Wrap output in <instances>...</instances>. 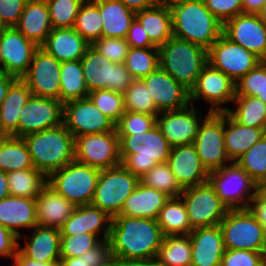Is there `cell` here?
Segmentation results:
<instances>
[{"label": "cell", "mask_w": 266, "mask_h": 266, "mask_svg": "<svg viewBox=\"0 0 266 266\" xmlns=\"http://www.w3.org/2000/svg\"><path fill=\"white\" fill-rule=\"evenodd\" d=\"M173 36L208 50L222 34L223 24L209 11L203 0H184L167 5Z\"/></svg>", "instance_id": "7a4b0ae2"}, {"label": "cell", "mask_w": 266, "mask_h": 266, "mask_svg": "<svg viewBox=\"0 0 266 266\" xmlns=\"http://www.w3.org/2000/svg\"><path fill=\"white\" fill-rule=\"evenodd\" d=\"M101 240L93 234L61 235V257H80L84 252L96 246Z\"/></svg>", "instance_id": "816d5d0a"}, {"label": "cell", "mask_w": 266, "mask_h": 266, "mask_svg": "<svg viewBox=\"0 0 266 266\" xmlns=\"http://www.w3.org/2000/svg\"><path fill=\"white\" fill-rule=\"evenodd\" d=\"M234 108L226 111L239 124L266 132V103L256 96L235 95Z\"/></svg>", "instance_id": "8d00e7d4"}, {"label": "cell", "mask_w": 266, "mask_h": 266, "mask_svg": "<svg viewBox=\"0 0 266 266\" xmlns=\"http://www.w3.org/2000/svg\"><path fill=\"white\" fill-rule=\"evenodd\" d=\"M14 266H44V262H37L26 257L19 249L17 254L13 258V261H10Z\"/></svg>", "instance_id": "03108f58"}, {"label": "cell", "mask_w": 266, "mask_h": 266, "mask_svg": "<svg viewBox=\"0 0 266 266\" xmlns=\"http://www.w3.org/2000/svg\"><path fill=\"white\" fill-rule=\"evenodd\" d=\"M179 1H184V0H158V3L168 5L171 2H179Z\"/></svg>", "instance_id": "34e18365"}, {"label": "cell", "mask_w": 266, "mask_h": 266, "mask_svg": "<svg viewBox=\"0 0 266 266\" xmlns=\"http://www.w3.org/2000/svg\"><path fill=\"white\" fill-rule=\"evenodd\" d=\"M102 17V37L125 38L136 13L118 0H92Z\"/></svg>", "instance_id": "d6a6232c"}, {"label": "cell", "mask_w": 266, "mask_h": 266, "mask_svg": "<svg viewBox=\"0 0 266 266\" xmlns=\"http://www.w3.org/2000/svg\"><path fill=\"white\" fill-rule=\"evenodd\" d=\"M158 49L159 67L190 91L208 63L207 50L174 36Z\"/></svg>", "instance_id": "5b68a950"}, {"label": "cell", "mask_w": 266, "mask_h": 266, "mask_svg": "<svg viewBox=\"0 0 266 266\" xmlns=\"http://www.w3.org/2000/svg\"><path fill=\"white\" fill-rule=\"evenodd\" d=\"M63 124V103L53 98L30 96L21 110L18 138Z\"/></svg>", "instance_id": "ac0fdd59"}, {"label": "cell", "mask_w": 266, "mask_h": 266, "mask_svg": "<svg viewBox=\"0 0 266 266\" xmlns=\"http://www.w3.org/2000/svg\"><path fill=\"white\" fill-rule=\"evenodd\" d=\"M189 235L164 236L156 260L159 266H191Z\"/></svg>", "instance_id": "60d3db41"}, {"label": "cell", "mask_w": 266, "mask_h": 266, "mask_svg": "<svg viewBox=\"0 0 266 266\" xmlns=\"http://www.w3.org/2000/svg\"><path fill=\"white\" fill-rule=\"evenodd\" d=\"M121 165L139 179L156 164L166 163L171 145L157 124L134 135H118Z\"/></svg>", "instance_id": "3957f363"}, {"label": "cell", "mask_w": 266, "mask_h": 266, "mask_svg": "<svg viewBox=\"0 0 266 266\" xmlns=\"http://www.w3.org/2000/svg\"><path fill=\"white\" fill-rule=\"evenodd\" d=\"M169 198L166 193L139 182L132 194L126 199L119 215L156 220Z\"/></svg>", "instance_id": "4dcf8cb0"}, {"label": "cell", "mask_w": 266, "mask_h": 266, "mask_svg": "<svg viewBox=\"0 0 266 266\" xmlns=\"http://www.w3.org/2000/svg\"><path fill=\"white\" fill-rule=\"evenodd\" d=\"M79 258L83 259L87 266H111L114 260L109 240H101Z\"/></svg>", "instance_id": "9f6ffc18"}, {"label": "cell", "mask_w": 266, "mask_h": 266, "mask_svg": "<svg viewBox=\"0 0 266 266\" xmlns=\"http://www.w3.org/2000/svg\"><path fill=\"white\" fill-rule=\"evenodd\" d=\"M142 80L160 112L180 110L190 104L189 90L160 67Z\"/></svg>", "instance_id": "7402d4cb"}, {"label": "cell", "mask_w": 266, "mask_h": 266, "mask_svg": "<svg viewBox=\"0 0 266 266\" xmlns=\"http://www.w3.org/2000/svg\"><path fill=\"white\" fill-rule=\"evenodd\" d=\"M91 46L114 63H124L129 50V44L125 38L101 37Z\"/></svg>", "instance_id": "f5cc1de1"}, {"label": "cell", "mask_w": 266, "mask_h": 266, "mask_svg": "<svg viewBox=\"0 0 266 266\" xmlns=\"http://www.w3.org/2000/svg\"><path fill=\"white\" fill-rule=\"evenodd\" d=\"M44 266H60L59 263H45L44 262Z\"/></svg>", "instance_id": "11e5206c"}, {"label": "cell", "mask_w": 266, "mask_h": 266, "mask_svg": "<svg viewBox=\"0 0 266 266\" xmlns=\"http://www.w3.org/2000/svg\"><path fill=\"white\" fill-rule=\"evenodd\" d=\"M0 73H1V34H0Z\"/></svg>", "instance_id": "2a66077c"}, {"label": "cell", "mask_w": 266, "mask_h": 266, "mask_svg": "<svg viewBox=\"0 0 266 266\" xmlns=\"http://www.w3.org/2000/svg\"><path fill=\"white\" fill-rule=\"evenodd\" d=\"M100 170L76 160L47 177V185L76 206L91 204Z\"/></svg>", "instance_id": "52a82bcc"}, {"label": "cell", "mask_w": 266, "mask_h": 266, "mask_svg": "<svg viewBox=\"0 0 266 266\" xmlns=\"http://www.w3.org/2000/svg\"><path fill=\"white\" fill-rule=\"evenodd\" d=\"M194 146L208 172L232 163L225 149L224 112L207 111L199 125Z\"/></svg>", "instance_id": "8fae6325"}, {"label": "cell", "mask_w": 266, "mask_h": 266, "mask_svg": "<svg viewBox=\"0 0 266 266\" xmlns=\"http://www.w3.org/2000/svg\"><path fill=\"white\" fill-rule=\"evenodd\" d=\"M75 160L99 170L121 164L119 137L116 129L101 134H86L75 137Z\"/></svg>", "instance_id": "5bb4252c"}, {"label": "cell", "mask_w": 266, "mask_h": 266, "mask_svg": "<svg viewBox=\"0 0 266 266\" xmlns=\"http://www.w3.org/2000/svg\"><path fill=\"white\" fill-rule=\"evenodd\" d=\"M221 266H266V253L245 249H225Z\"/></svg>", "instance_id": "db71d44e"}, {"label": "cell", "mask_w": 266, "mask_h": 266, "mask_svg": "<svg viewBox=\"0 0 266 266\" xmlns=\"http://www.w3.org/2000/svg\"><path fill=\"white\" fill-rule=\"evenodd\" d=\"M156 124L157 116L125 111L115 129L118 135H136L152 129Z\"/></svg>", "instance_id": "f907efd6"}, {"label": "cell", "mask_w": 266, "mask_h": 266, "mask_svg": "<svg viewBox=\"0 0 266 266\" xmlns=\"http://www.w3.org/2000/svg\"><path fill=\"white\" fill-rule=\"evenodd\" d=\"M179 197L193 229L219 225L228 211L209 182L185 188Z\"/></svg>", "instance_id": "4fadbf2b"}, {"label": "cell", "mask_w": 266, "mask_h": 266, "mask_svg": "<svg viewBox=\"0 0 266 266\" xmlns=\"http://www.w3.org/2000/svg\"><path fill=\"white\" fill-rule=\"evenodd\" d=\"M249 209L255 214L266 234V197L260 191L253 198Z\"/></svg>", "instance_id": "94428289"}, {"label": "cell", "mask_w": 266, "mask_h": 266, "mask_svg": "<svg viewBox=\"0 0 266 266\" xmlns=\"http://www.w3.org/2000/svg\"><path fill=\"white\" fill-rule=\"evenodd\" d=\"M259 191L266 197V181L260 185Z\"/></svg>", "instance_id": "753ad0ef"}, {"label": "cell", "mask_w": 266, "mask_h": 266, "mask_svg": "<svg viewBox=\"0 0 266 266\" xmlns=\"http://www.w3.org/2000/svg\"><path fill=\"white\" fill-rule=\"evenodd\" d=\"M265 133L261 128L239 124L224 112L225 149L232 162L248 151Z\"/></svg>", "instance_id": "836d02e7"}, {"label": "cell", "mask_w": 266, "mask_h": 266, "mask_svg": "<svg viewBox=\"0 0 266 266\" xmlns=\"http://www.w3.org/2000/svg\"><path fill=\"white\" fill-rule=\"evenodd\" d=\"M0 225L17 237L22 229L29 231L37 226L36 199L8 196L0 200Z\"/></svg>", "instance_id": "4316f807"}, {"label": "cell", "mask_w": 266, "mask_h": 266, "mask_svg": "<svg viewBox=\"0 0 266 266\" xmlns=\"http://www.w3.org/2000/svg\"><path fill=\"white\" fill-rule=\"evenodd\" d=\"M34 168L23 138L5 136L0 142V170L5 173Z\"/></svg>", "instance_id": "f35d334b"}, {"label": "cell", "mask_w": 266, "mask_h": 266, "mask_svg": "<svg viewBox=\"0 0 266 266\" xmlns=\"http://www.w3.org/2000/svg\"><path fill=\"white\" fill-rule=\"evenodd\" d=\"M207 61L236 83L262 60L221 34L207 50Z\"/></svg>", "instance_id": "9a60e30c"}, {"label": "cell", "mask_w": 266, "mask_h": 266, "mask_svg": "<svg viewBox=\"0 0 266 266\" xmlns=\"http://www.w3.org/2000/svg\"><path fill=\"white\" fill-rule=\"evenodd\" d=\"M209 11L224 24L243 13L242 0H203Z\"/></svg>", "instance_id": "11a10c76"}, {"label": "cell", "mask_w": 266, "mask_h": 266, "mask_svg": "<svg viewBox=\"0 0 266 266\" xmlns=\"http://www.w3.org/2000/svg\"><path fill=\"white\" fill-rule=\"evenodd\" d=\"M89 45L73 28H53L41 48L64 62L80 60Z\"/></svg>", "instance_id": "f546056e"}, {"label": "cell", "mask_w": 266, "mask_h": 266, "mask_svg": "<svg viewBox=\"0 0 266 266\" xmlns=\"http://www.w3.org/2000/svg\"><path fill=\"white\" fill-rule=\"evenodd\" d=\"M39 47L15 27L1 33V73L22 78Z\"/></svg>", "instance_id": "44dd1931"}, {"label": "cell", "mask_w": 266, "mask_h": 266, "mask_svg": "<svg viewBox=\"0 0 266 266\" xmlns=\"http://www.w3.org/2000/svg\"><path fill=\"white\" fill-rule=\"evenodd\" d=\"M19 246V237L6 227L0 225V257L13 258L17 254Z\"/></svg>", "instance_id": "680465c9"}, {"label": "cell", "mask_w": 266, "mask_h": 266, "mask_svg": "<svg viewBox=\"0 0 266 266\" xmlns=\"http://www.w3.org/2000/svg\"><path fill=\"white\" fill-rule=\"evenodd\" d=\"M135 19L148 34L150 41L157 47L173 36L171 15L167 5H157L136 12Z\"/></svg>", "instance_id": "e575fe53"}, {"label": "cell", "mask_w": 266, "mask_h": 266, "mask_svg": "<svg viewBox=\"0 0 266 266\" xmlns=\"http://www.w3.org/2000/svg\"><path fill=\"white\" fill-rule=\"evenodd\" d=\"M7 28H8L7 25L4 23L2 17L0 16V34H1L4 30H6Z\"/></svg>", "instance_id": "8c879c8a"}, {"label": "cell", "mask_w": 266, "mask_h": 266, "mask_svg": "<svg viewBox=\"0 0 266 266\" xmlns=\"http://www.w3.org/2000/svg\"><path fill=\"white\" fill-rule=\"evenodd\" d=\"M208 182L228 210L250 208L260 187L236 162L210 171Z\"/></svg>", "instance_id": "8992f818"}, {"label": "cell", "mask_w": 266, "mask_h": 266, "mask_svg": "<svg viewBox=\"0 0 266 266\" xmlns=\"http://www.w3.org/2000/svg\"><path fill=\"white\" fill-rule=\"evenodd\" d=\"M61 62L39 47L22 77L32 96L60 100Z\"/></svg>", "instance_id": "e0dca14e"}, {"label": "cell", "mask_w": 266, "mask_h": 266, "mask_svg": "<svg viewBox=\"0 0 266 266\" xmlns=\"http://www.w3.org/2000/svg\"><path fill=\"white\" fill-rule=\"evenodd\" d=\"M167 163L182 189L208 182L209 172L203 166L194 143L172 147Z\"/></svg>", "instance_id": "603a6c76"}, {"label": "cell", "mask_w": 266, "mask_h": 266, "mask_svg": "<svg viewBox=\"0 0 266 266\" xmlns=\"http://www.w3.org/2000/svg\"><path fill=\"white\" fill-rule=\"evenodd\" d=\"M189 238L192 247L191 266H221L225 247L219 225L195 228Z\"/></svg>", "instance_id": "cb8c5ba5"}, {"label": "cell", "mask_w": 266, "mask_h": 266, "mask_svg": "<svg viewBox=\"0 0 266 266\" xmlns=\"http://www.w3.org/2000/svg\"><path fill=\"white\" fill-rule=\"evenodd\" d=\"M16 79V76L0 73V106L7 96L10 86Z\"/></svg>", "instance_id": "e7e4bbea"}, {"label": "cell", "mask_w": 266, "mask_h": 266, "mask_svg": "<svg viewBox=\"0 0 266 266\" xmlns=\"http://www.w3.org/2000/svg\"><path fill=\"white\" fill-rule=\"evenodd\" d=\"M133 12H139L158 4V0H118Z\"/></svg>", "instance_id": "6125c7cd"}, {"label": "cell", "mask_w": 266, "mask_h": 266, "mask_svg": "<svg viewBox=\"0 0 266 266\" xmlns=\"http://www.w3.org/2000/svg\"><path fill=\"white\" fill-rule=\"evenodd\" d=\"M15 28L41 47L53 29L46 0H27Z\"/></svg>", "instance_id": "f1b7e54d"}, {"label": "cell", "mask_w": 266, "mask_h": 266, "mask_svg": "<svg viewBox=\"0 0 266 266\" xmlns=\"http://www.w3.org/2000/svg\"><path fill=\"white\" fill-rule=\"evenodd\" d=\"M140 182L166 193L169 197H179L183 191L167 162L156 164L140 178Z\"/></svg>", "instance_id": "bcb514c9"}, {"label": "cell", "mask_w": 266, "mask_h": 266, "mask_svg": "<svg viewBox=\"0 0 266 266\" xmlns=\"http://www.w3.org/2000/svg\"><path fill=\"white\" fill-rule=\"evenodd\" d=\"M124 66L134 79H142L159 67V49L130 47Z\"/></svg>", "instance_id": "7bdbcfd3"}, {"label": "cell", "mask_w": 266, "mask_h": 266, "mask_svg": "<svg viewBox=\"0 0 266 266\" xmlns=\"http://www.w3.org/2000/svg\"><path fill=\"white\" fill-rule=\"evenodd\" d=\"M63 124L74 138L115 130V124L94 105L89 97L63 104Z\"/></svg>", "instance_id": "2e32d148"}, {"label": "cell", "mask_w": 266, "mask_h": 266, "mask_svg": "<svg viewBox=\"0 0 266 266\" xmlns=\"http://www.w3.org/2000/svg\"><path fill=\"white\" fill-rule=\"evenodd\" d=\"M23 140L34 168L46 177L75 160V138L64 124L28 134Z\"/></svg>", "instance_id": "277c9868"}, {"label": "cell", "mask_w": 266, "mask_h": 266, "mask_svg": "<svg viewBox=\"0 0 266 266\" xmlns=\"http://www.w3.org/2000/svg\"><path fill=\"white\" fill-rule=\"evenodd\" d=\"M60 266H87V263L79 257H61Z\"/></svg>", "instance_id": "a7ac6f4b"}, {"label": "cell", "mask_w": 266, "mask_h": 266, "mask_svg": "<svg viewBox=\"0 0 266 266\" xmlns=\"http://www.w3.org/2000/svg\"><path fill=\"white\" fill-rule=\"evenodd\" d=\"M30 96L31 91L22 78H17L10 86L0 106V131L5 136L18 137L19 115Z\"/></svg>", "instance_id": "1f68e13d"}, {"label": "cell", "mask_w": 266, "mask_h": 266, "mask_svg": "<svg viewBox=\"0 0 266 266\" xmlns=\"http://www.w3.org/2000/svg\"><path fill=\"white\" fill-rule=\"evenodd\" d=\"M73 29L90 45L102 37V17L98 6L92 0H85L81 5Z\"/></svg>", "instance_id": "b9f144b4"}, {"label": "cell", "mask_w": 266, "mask_h": 266, "mask_svg": "<svg viewBox=\"0 0 266 266\" xmlns=\"http://www.w3.org/2000/svg\"><path fill=\"white\" fill-rule=\"evenodd\" d=\"M5 135L0 131V142L4 139Z\"/></svg>", "instance_id": "b9fcfbb0"}, {"label": "cell", "mask_w": 266, "mask_h": 266, "mask_svg": "<svg viewBox=\"0 0 266 266\" xmlns=\"http://www.w3.org/2000/svg\"><path fill=\"white\" fill-rule=\"evenodd\" d=\"M80 62L88 92L109 89L123 94L134 81L124 63L109 61L91 45Z\"/></svg>", "instance_id": "9c48e42d"}, {"label": "cell", "mask_w": 266, "mask_h": 266, "mask_svg": "<svg viewBox=\"0 0 266 266\" xmlns=\"http://www.w3.org/2000/svg\"><path fill=\"white\" fill-rule=\"evenodd\" d=\"M163 238L157 220L123 215L112 218L109 242L114 259H156Z\"/></svg>", "instance_id": "6da1fadb"}, {"label": "cell", "mask_w": 266, "mask_h": 266, "mask_svg": "<svg viewBox=\"0 0 266 266\" xmlns=\"http://www.w3.org/2000/svg\"><path fill=\"white\" fill-rule=\"evenodd\" d=\"M266 0H242L243 13L258 14Z\"/></svg>", "instance_id": "003e7915"}, {"label": "cell", "mask_w": 266, "mask_h": 266, "mask_svg": "<svg viewBox=\"0 0 266 266\" xmlns=\"http://www.w3.org/2000/svg\"><path fill=\"white\" fill-rule=\"evenodd\" d=\"M192 104L180 110L163 111L157 115V126L171 147L192 144L195 141L202 112Z\"/></svg>", "instance_id": "ffe728a7"}, {"label": "cell", "mask_w": 266, "mask_h": 266, "mask_svg": "<svg viewBox=\"0 0 266 266\" xmlns=\"http://www.w3.org/2000/svg\"><path fill=\"white\" fill-rule=\"evenodd\" d=\"M88 93L80 60L61 62L60 101L78 100L88 97Z\"/></svg>", "instance_id": "74e56055"}, {"label": "cell", "mask_w": 266, "mask_h": 266, "mask_svg": "<svg viewBox=\"0 0 266 266\" xmlns=\"http://www.w3.org/2000/svg\"><path fill=\"white\" fill-rule=\"evenodd\" d=\"M123 96L127 112L146 113L154 116L160 113L142 79H134Z\"/></svg>", "instance_id": "f6af8a7d"}, {"label": "cell", "mask_w": 266, "mask_h": 266, "mask_svg": "<svg viewBox=\"0 0 266 266\" xmlns=\"http://www.w3.org/2000/svg\"><path fill=\"white\" fill-rule=\"evenodd\" d=\"M260 186L266 181V133L235 161Z\"/></svg>", "instance_id": "ee69618b"}, {"label": "cell", "mask_w": 266, "mask_h": 266, "mask_svg": "<svg viewBox=\"0 0 266 266\" xmlns=\"http://www.w3.org/2000/svg\"><path fill=\"white\" fill-rule=\"evenodd\" d=\"M88 97L115 125L125 113L124 96L122 93L109 89L91 91Z\"/></svg>", "instance_id": "681fc988"}, {"label": "cell", "mask_w": 266, "mask_h": 266, "mask_svg": "<svg viewBox=\"0 0 266 266\" xmlns=\"http://www.w3.org/2000/svg\"><path fill=\"white\" fill-rule=\"evenodd\" d=\"M29 236L19 237L18 249L28 258L37 262L59 263L61 231L57 228L35 226ZM24 235V236H23ZM24 239L25 245H21Z\"/></svg>", "instance_id": "d4e9b609"}, {"label": "cell", "mask_w": 266, "mask_h": 266, "mask_svg": "<svg viewBox=\"0 0 266 266\" xmlns=\"http://www.w3.org/2000/svg\"><path fill=\"white\" fill-rule=\"evenodd\" d=\"M27 0H0V16L7 27H15Z\"/></svg>", "instance_id": "6f0895ef"}, {"label": "cell", "mask_w": 266, "mask_h": 266, "mask_svg": "<svg viewBox=\"0 0 266 266\" xmlns=\"http://www.w3.org/2000/svg\"><path fill=\"white\" fill-rule=\"evenodd\" d=\"M139 182L140 179L121 164L100 170L91 205L100 208L113 218L120 214L126 199Z\"/></svg>", "instance_id": "30bf717a"}, {"label": "cell", "mask_w": 266, "mask_h": 266, "mask_svg": "<svg viewBox=\"0 0 266 266\" xmlns=\"http://www.w3.org/2000/svg\"><path fill=\"white\" fill-rule=\"evenodd\" d=\"M222 34L266 61V24L258 14H239L223 24Z\"/></svg>", "instance_id": "d6986e66"}, {"label": "cell", "mask_w": 266, "mask_h": 266, "mask_svg": "<svg viewBox=\"0 0 266 266\" xmlns=\"http://www.w3.org/2000/svg\"><path fill=\"white\" fill-rule=\"evenodd\" d=\"M85 0H46L52 28H73Z\"/></svg>", "instance_id": "7dc6e473"}, {"label": "cell", "mask_w": 266, "mask_h": 266, "mask_svg": "<svg viewBox=\"0 0 266 266\" xmlns=\"http://www.w3.org/2000/svg\"><path fill=\"white\" fill-rule=\"evenodd\" d=\"M129 47L133 48H152L156 47L149 39L148 34L141 24L135 19L130 26L126 37Z\"/></svg>", "instance_id": "91938a15"}, {"label": "cell", "mask_w": 266, "mask_h": 266, "mask_svg": "<svg viewBox=\"0 0 266 266\" xmlns=\"http://www.w3.org/2000/svg\"><path fill=\"white\" fill-rule=\"evenodd\" d=\"M236 95L235 82L222 71L207 63L199 74L195 85L189 91L190 104L201 99L209 104V112L218 113L228 110L227 104L233 103ZM225 105V106H224Z\"/></svg>", "instance_id": "7c38bea8"}, {"label": "cell", "mask_w": 266, "mask_h": 266, "mask_svg": "<svg viewBox=\"0 0 266 266\" xmlns=\"http://www.w3.org/2000/svg\"><path fill=\"white\" fill-rule=\"evenodd\" d=\"M11 196L36 199L47 185V177L35 168L7 173Z\"/></svg>", "instance_id": "ab89813d"}, {"label": "cell", "mask_w": 266, "mask_h": 266, "mask_svg": "<svg viewBox=\"0 0 266 266\" xmlns=\"http://www.w3.org/2000/svg\"><path fill=\"white\" fill-rule=\"evenodd\" d=\"M76 207L46 185L36 198L37 225L60 230Z\"/></svg>", "instance_id": "83f0119b"}, {"label": "cell", "mask_w": 266, "mask_h": 266, "mask_svg": "<svg viewBox=\"0 0 266 266\" xmlns=\"http://www.w3.org/2000/svg\"><path fill=\"white\" fill-rule=\"evenodd\" d=\"M258 15L261 18V20L266 24V1L264 2L263 7L258 13Z\"/></svg>", "instance_id": "2644e50d"}, {"label": "cell", "mask_w": 266, "mask_h": 266, "mask_svg": "<svg viewBox=\"0 0 266 266\" xmlns=\"http://www.w3.org/2000/svg\"><path fill=\"white\" fill-rule=\"evenodd\" d=\"M225 249H245L266 253V234L249 209H230L220 222Z\"/></svg>", "instance_id": "ba28073f"}, {"label": "cell", "mask_w": 266, "mask_h": 266, "mask_svg": "<svg viewBox=\"0 0 266 266\" xmlns=\"http://www.w3.org/2000/svg\"><path fill=\"white\" fill-rule=\"evenodd\" d=\"M112 218L91 204L77 206L61 227V235L89 233L100 240H109ZM101 235V236H100Z\"/></svg>", "instance_id": "484cf974"}, {"label": "cell", "mask_w": 266, "mask_h": 266, "mask_svg": "<svg viewBox=\"0 0 266 266\" xmlns=\"http://www.w3.org/2000/svg\"><path fill=\"white\" fill-rule=\"evenodd\" d=\"M10 196V191L7 181V173L0 170V200Z\"/></svg>", "instance_id": "89a4df30"}, {"label": "cell", "mask_w": 266, "mask_h": 266, "mask_svg": "<svg viewBox=\"0 0 266 266\" xmlns=\"http://www.w3.org/2000/svg\"><path fill=\"white\" fill-rule=\"evenodd\" d=\"M156 220L164 236L189 235L193 230L180 197H170Z\"/></svg>", "instance_id": "d590c367"}, {"label": "cell", "mask_w": 266, "mask_h": 266, "mask_svg": "<svg viewBox=\"0 0 266 266\" xmlns=\"http://www.w3.org/2000/svg\"><path fill=\"white\" fill-rule=\"evenodd\" d=\"M235 86L236 95L256 96L266 103V61L242 76Z\"/></svg>", "instance_id": "c3c4849f"}, {"label": "cell", "mask_w": 266, "mask_h": 266, "mask_svg": "<svg viewBox=\"0 0 266 266\" xmlns=\"http://www.w3.org/2000/svg\"><path fill=\"white\" fill-rule=\"evenodd\" d=\"M111 266H159V264L156 259H148V260L114 259Z\"/></svg>", "instance_id": "be15d7a7"}]
</instances>
